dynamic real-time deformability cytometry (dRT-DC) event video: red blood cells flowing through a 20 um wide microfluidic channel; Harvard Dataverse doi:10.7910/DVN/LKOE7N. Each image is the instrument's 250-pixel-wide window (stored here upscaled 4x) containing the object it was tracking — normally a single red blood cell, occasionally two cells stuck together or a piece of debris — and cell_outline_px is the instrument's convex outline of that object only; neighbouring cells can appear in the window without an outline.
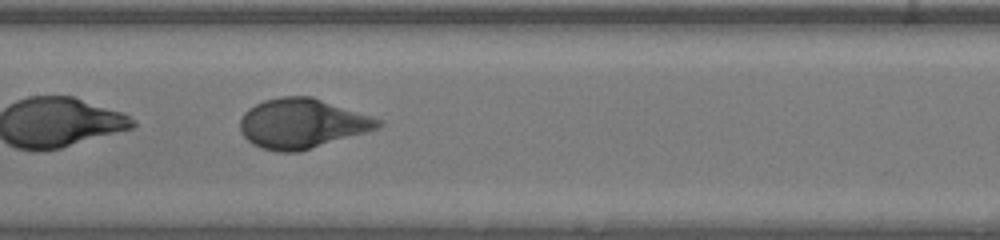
{"species": "human", "species_latin": "Homo sapiens", "temperature_condition": "warm", "stored_images_in_passage": 46, "camera_frame_rate_fps": 3000, "um_per_image_px": 0.085, "donor": {"sex": "male"}, "frame": {"image": 1, "passage_image": 22, "time_ms": 7.0, "image_size_px": [1000, 240], "cell_outline_px": [[384, 124], [376, 128], [364, 132], [300, 152], [276, 152], [260, 148], [252, 144], [240, 132], [240, 120], [244, 112], [248, 108], [264, 100], [280, 96], [312, 96], [384, 120]], "centroid_in_image_um": [25.64, 10.49], "position_along_channel_um": 181.8, "area_um2": 40.06}}
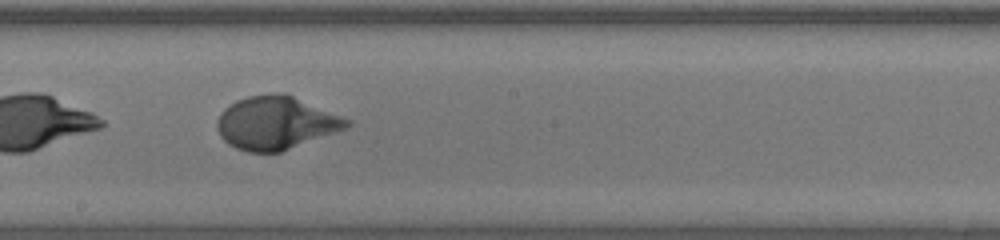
{"frame": {"image": 2, "passage_image": 25, "time_ms": 8.0, "image_size_px": [1000, 240], "cell_outline_px": [[352, 124], [348, 128], [280, 152], [248, 152], [236, 148], [228, 144], [220, 136], [216, 124], [224, 108], [236, 100], [248, 96], [276, 92], [284, 92], [352, 120]], "centroid_in_image_um": [23.47, 10.44], "position_along_channel_um": 224.7, "area_um2": 40.23}}
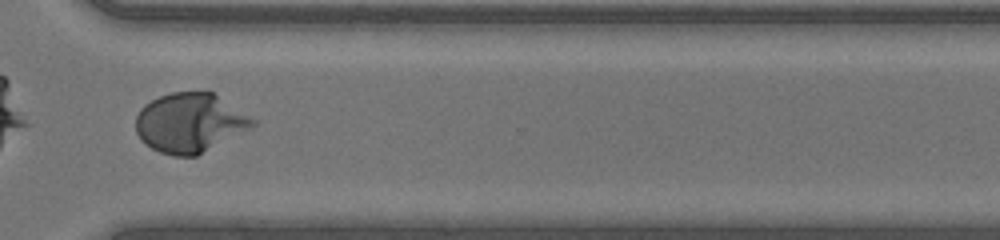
{"frame": {"image": 3, "passage_image": 34, "time_ms": 11.0, "image_size_px": [1000, 240], "cell_outline_px": [[256, 124], [252, 128], [196, 156], [172, 156], [160, 152], [144, 144], [140, 140], [136, 132], [136, 116], [140, 108], [144, 104], [160, 96], [172, 92], [212, 92], [256, 120]], "centroid_in_image_um": [16.12, 10.45], "position_along_channel_um": 354.5, "area_um2": 40.34}}